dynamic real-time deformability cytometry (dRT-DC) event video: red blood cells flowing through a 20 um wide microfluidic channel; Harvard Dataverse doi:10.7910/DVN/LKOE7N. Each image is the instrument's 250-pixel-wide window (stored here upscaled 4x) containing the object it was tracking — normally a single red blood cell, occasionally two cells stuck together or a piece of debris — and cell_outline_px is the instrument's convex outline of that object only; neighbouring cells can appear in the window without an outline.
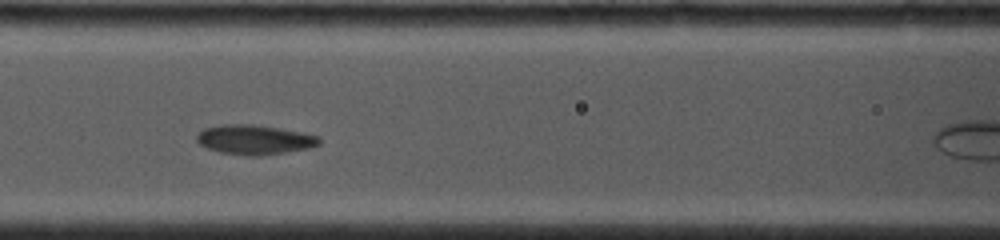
{"species": "common noctule bat (a hibernating species)", "species_latin": "Nyctalus noctula", "temperature_condition": "cold", "stored_images_in_passage": 12, "camera_frame_rate_fps": 4000, "um_per_image_px": 0.085, "animal": {"sex": "female", "body_mass_g": 19.0, "forearm_length_mm": 53.3}, "frame": {"image": 1, "passage_image": 7, "time_ms": 3.5, "image_size_px": [1000, 240], "cell_outline_px": [[320, 144], [308, 148], [260, 156], [248, 156], [220, 152], [208, 148], [200, 144], [196, 140], [196, 136], [204, 128], [220, 124], [252, 124], [280, 128], [320, 136]], "centroid_in_image_um": [21.62, 11.86], "position_along_channel_um": 145.0, "area_um2": 21.1}}
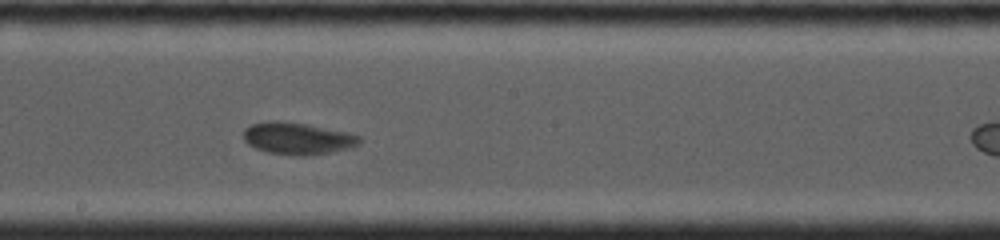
{"frame": {"image": 2, "passage_image": 10, "time_ms": 5.5, "image_size_px": [1000, 240], "cell_outline_px": [[364, 140], [360, 144], [348, 148], [332, 152], [308, 156], [292, 156], [268, 152], [256, 148], [248, 144], [244, 140], [244, 128], [252, 124], [268, 120], [280, 120], [308, 124], [348, 132], [360, 136]], "centroid_in_image_um": [25.31, 11.76], "position_along_channel_um": 222.9, "area_um2": 22.02}}